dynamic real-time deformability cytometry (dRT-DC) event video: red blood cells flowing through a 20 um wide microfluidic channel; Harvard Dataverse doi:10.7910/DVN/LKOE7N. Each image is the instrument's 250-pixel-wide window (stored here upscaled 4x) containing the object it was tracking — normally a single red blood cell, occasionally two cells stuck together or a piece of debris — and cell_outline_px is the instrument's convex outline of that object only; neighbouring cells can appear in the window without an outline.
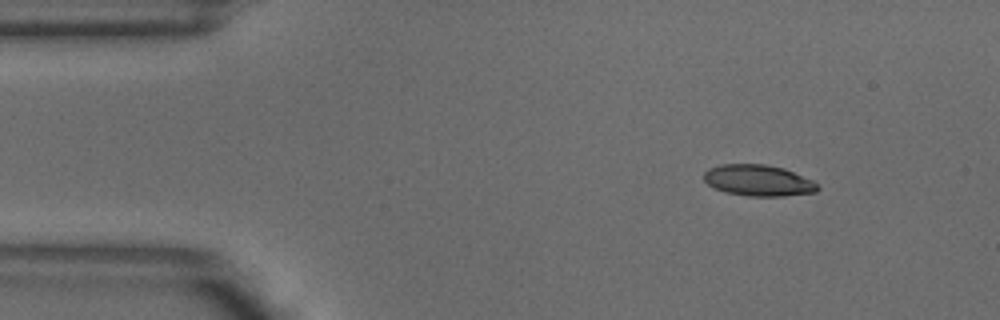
{"species": "common noctule bat (a hibernating species)", "species_latin": "Nyctalus noctula", "temperature_condition": "warm", "stored_images_in_passage": 3, "camera_frame_rate_fps": 3000, "um_per_image_px": 0.085, "animal": {"sex": "male", "body_mass_g": 18.8}, "frame": {"image": 1, "passage_image": 1, "time_ms": 0.0, "image_size_px": [1000, 320], "cell_outline_px": [[820, 188], [816, 192], [784, 196], [752, 196], [724, 192], [708, 184], [704, 180], [704, 172], [708, 168], [720, 164], [764, 164], [784, 168], [812, 180]], "centroid_in_image_um": [64.44, 15.33], "position_along_channel_um": 20.6, "area_um2": 20.63}}
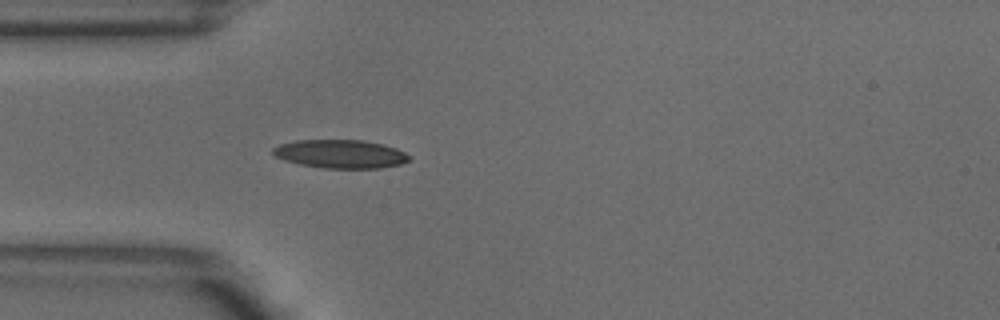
{"frame": {"image": 2, "passage_image": 3, "time_ms": 0.667, "image_size_px": [1000, 320], "cell_outline_px": [[412, 160], [400, 164], [380, 168], [324, 168], [300, 164], [284, 160], [276, 156], [272, 152], [272, 148], [280, 144], [296, 140], [364, 140], [384, 144], [396, 148], [412, 156]], "centroid_in_image_um": [28.98, 13.08], "position_along_channel_um": 56.0, "area_um2": 22.72}}